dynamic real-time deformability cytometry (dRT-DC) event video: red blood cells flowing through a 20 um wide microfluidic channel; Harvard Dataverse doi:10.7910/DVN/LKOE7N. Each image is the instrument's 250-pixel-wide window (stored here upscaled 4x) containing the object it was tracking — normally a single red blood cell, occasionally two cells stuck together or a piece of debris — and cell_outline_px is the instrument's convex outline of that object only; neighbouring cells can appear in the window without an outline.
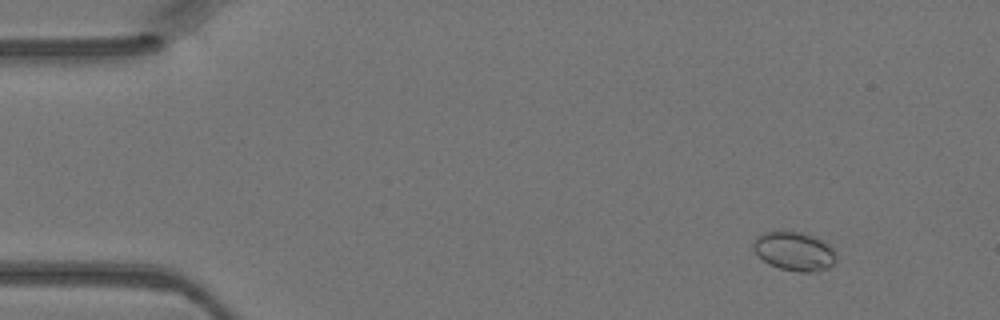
{"species": "Egyptian fruit bat (a non-hibernating species)", "species_latin": "Rousettus aegyptiacus", "temperature_condition": "warm", "stored_images_in_passage": 4, "camera_frame_rate_fps": 3000, "um_per_image_px": 0.085, "animal": {"sex": "female"}, "frame": {"image": 1, "passage_image": 2, "time_ms": 0.333, "image_size_px": [1000, 320], "cell_outline_px": [[836, 260], [828, 268], [812, 272], [800, 272], [780, 268], [768, 264], [752, 248], [752, 244], [756, 236], [764, 232], [780, 228], [800, 232], [812, 236], [828, 244], [832, 248], [836, 256]], "centroid_in_image_um": [67.47, 21.32], "position_along_channel_um": 17.5, "area_um2": 19.02}}